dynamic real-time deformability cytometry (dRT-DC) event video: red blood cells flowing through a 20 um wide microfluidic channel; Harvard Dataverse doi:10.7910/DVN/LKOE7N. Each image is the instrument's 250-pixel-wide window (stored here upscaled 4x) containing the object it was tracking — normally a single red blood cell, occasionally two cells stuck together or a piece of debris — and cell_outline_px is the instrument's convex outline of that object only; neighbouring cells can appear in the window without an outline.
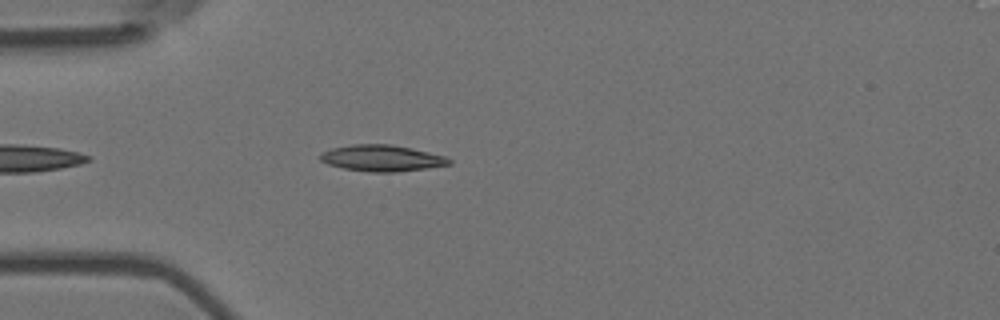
{"species": "Egyptian fruit bat (a non-hibernating species)", "species_latin": "Rousettus aegyptiacus", "temperature_condition": "room temperature", "stored_images_in_passage": 16, "camera_frame_rate_fps": 3000, "um_per_image_px": 0.085, "animal": {"sex": "female"}, "frame": {"image": 1, "passage_image": 5, "time_ms": 1.333, "image_size_px": [1000, 320], "cell_outline_px": [[452, 164], [428, 168], [396, 172], [368, 172], [344, 168], [328, 164], [320, 160], [320, 156], [324, 152], [332, 148], [352, 144], [392, 144], [412, 148], [444, 156], [452, 160]], "centroid_in_image_um": [32.49, 13.44], "position_along_channel_um": 52.5, "area_um2": 19.71}}
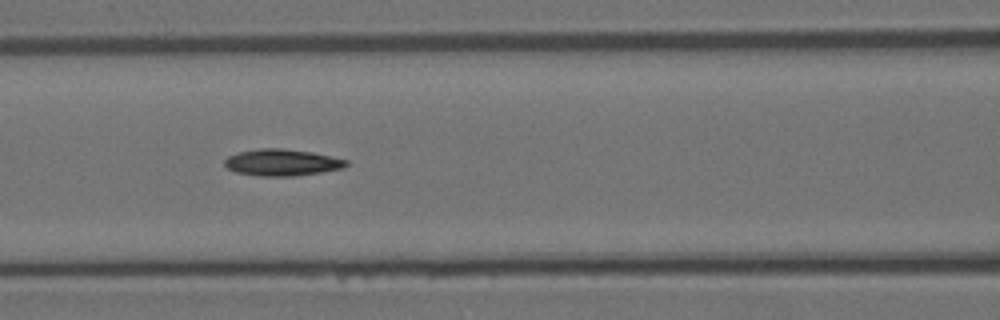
{"frame": {"image": 2, "passage_image": 13, "time_ms": 4.0, "image_size_px": [1000, 320], "cell_outline_px": [[348, 164], [344, 168], [320, 172], [292, 176], [260, 176], [236, 172], [228, 168], [224, 164], [224, 160], [228, 156], [240, 152], [260, 148], [284, 148], [312, 152], [332, 156], [348, 160]], "centroid_in_image_um": [23.99, 13.8], "position_along_channel_um": 142.6, "area_um2": 18.84}}
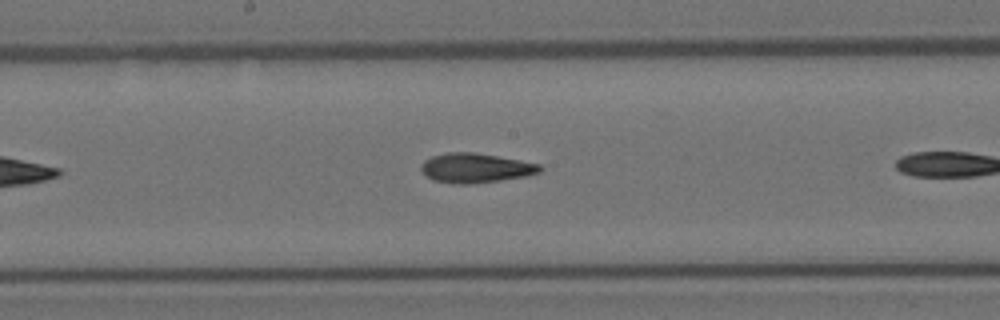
{"frame": {"image": 3, "passage_image": 15, "time_ms": 4.667, "image_size_px": [1000, 320], "cell_outline_px": [[544, 168], [540, 172], [528, 176], [472, 184], [452, 184], [432, 180], [424, 176], [420, 168], [420, 164], [424, 160], [432, 156], [448, 152], [472, 152], [520, 160], [540, 164]], "centroid_in_image_um": [40.39, 14.29], "position_along_channel_um": 207.8, "area_um2": 20.69}}